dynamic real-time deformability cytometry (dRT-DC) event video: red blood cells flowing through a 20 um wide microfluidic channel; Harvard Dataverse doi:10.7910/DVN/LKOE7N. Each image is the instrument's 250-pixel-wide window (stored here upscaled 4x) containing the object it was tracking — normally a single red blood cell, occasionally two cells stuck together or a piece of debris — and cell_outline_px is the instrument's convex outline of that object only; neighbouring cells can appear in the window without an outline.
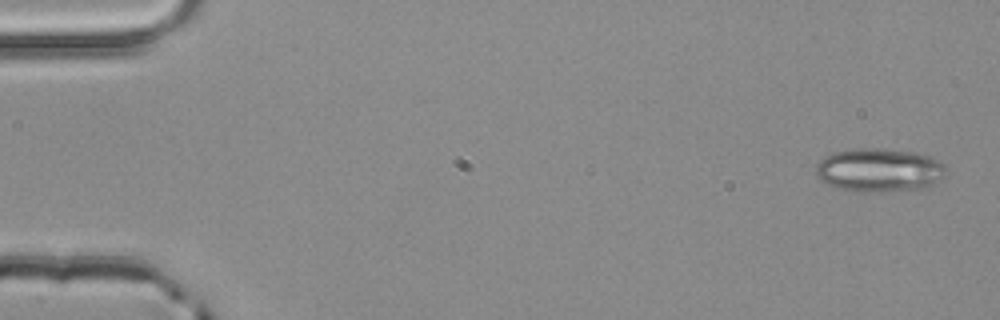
{"species": "common noctule bat (a hibernating species)", "species_latin": "Nyctalus noctula", "temperature_condition": "room temperature", "stored_images_in_passage": 4, "camera_frame_rate_fps": 3000, "um_per_image_px": 0.085, "animal": {"sex": "male", "body_mass_g": 20.4}, "frame": {"image": 1, "passage_image": 1, "time_ms": 0.0, "image_size_px": [1000, 320], "cell_outline_px": [[944, 176], [940, 180], [932, 184], [920, 188], [892, 192], [856, 192], [840, 188], [828, 184], [820, 180], [816, 176], [816, 164], [824, 156], [832, 152], [856, 148], [880, 148], [916, 152], [928, 156], [944, 164]], "centroid_in_image_um": [74.69, 14.46], "position_along_channel_um": 10.3, "area_um2": 33.23}}